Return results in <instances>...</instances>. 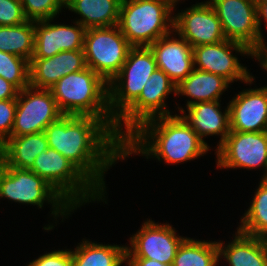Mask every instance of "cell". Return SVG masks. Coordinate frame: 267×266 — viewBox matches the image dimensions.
<instances>
[{"instance_id":"1","label":"cell","mask_w":267,"mask_h":266,"mask_svg":"<svg viewBox=\"0 0 267 266\" xmlns=\"http://www.w3.org/2000/svg\"><path fill=\"white\" fill-rule=\"evenodd\" d=\"M44 133L48 147L73 163L103 194L104 174L124 160V141L102 119L94 116L63 115Z\"/></svg>"},{"instance_id":"2","label":"cell","mask_w":267,"mask_h":266,"mask_svg":"<svg viewBox=\"0 0 267 266\" xmlns=\"http://www.w3.org/2000/svg\"><path fill=\"white\" fill-rule=\"evenodd\" d=\"M208 150L210 146L179 114L147 120L124 141V158L140 153L168 164L196 159Z\"/></svg>"},{"instance_id":"3","label":"cell","mask_w":267,"mask_h":266,"mask_svg":"<svg viewBox=\"0 0 267 266\" xmlns=\"http://www.w3.org/2000/svg\"><path fill=\"white\" fill-rule=\"evenodd\" d=\"M49 90L64 115L94 116L116 132L108 107V84L91 68L62 77Z\"/></svg>"},{"instance_id":"4","label":"cell","mask_w":267,"mask_h":266,"mask_svg":"<svg viewBox=\"0 0 267 266\" xmlns=\"http://www.w3.org/2000/svg\"><path fill=\"white\" fill-rule=\"evenodd\" d=\"M173 10L168 0H122L117 26L133 47L150 46L173 35Z\"/></svg>"},{"instance_id":"5","label":"cell","mask_w":267,"mask_h":266,"mask_svg":"<svg viewBox=\"0 0 267 266\" xmlns=\"http://www.w3.org/2000/svg\"><path fill=\"white\" fill-rule=\"evenodd\" d=\"M30 170L48 182L75 209L91 200H105V195L55 149L42 151L35 158Z\"/></svg>"},{"instance_id":"6","label":"cell","mask_w":267,"mask_h":266,"mask_svg":"<svg viewBox=\"0 0 267 266\" xmlns=\"http://www.w3.org/2000/svg\"><path fill=\"white\" fill-rule=\"evenodd\" d=\"M0 198L17 203L36 205L52 204L53 217H68L75 210L48 182L28 169L6 167L0 162ZM60 214V215H59Z\"/></svg>"},{"instance_id":"7","label":"cell","mask_w":267,"mask_h":266,"mask_svg":"<svg viewBox=\"0 0 267 266\" xmlns=\"http://www.w3.org/2000/svg\"><path fill=\"white\" fill-rule=\"evenodd\" d=\"M158 69L149 46L132 47L118 74L108 83V107L117 120L139 97Z\"/></svg>"},{"instance_id":"8","label":"cell","mask_w":267,"mask_h":266,"mask_svg":"<svg viewBox=\"0 0 267 266\" xmlns=\"http://www.w3.org/2000/svg\"><path fill=\"white\" fill-rule=\"evenodd\" d=\"M132 47L117 25L86 29L83 47L86 66L108 84L122 68Z\"/></svg>"},{"instance_id":"9","label":"cell","mask_w":267,"mask_h":266,"mask_svg":"<svg viewBox=\"0 0 267 266\" xmlns=\"http://www.w3.org/2000/svg\"><path fill=\"white\" fill-rule=\"evenodd\" d=\"M172 92L176 94V84L164 71L156 69L138 99L116 120V134L125 141L145 121L171 115L165 99ZM123 126L126 131H122Z\"/></svg>"},{"instance_id":"10","label":"cell","mask_w":267,"mask_h":266,"mask_svg":"<svg viewBox=\"0 0 267 266\" xmlns=\"http://www.w3.org/2000/svg\"><path fill=\"white\" fill-rule=\"evenodd\" d=\"M63 115L49 89L29 85L18 92L11 136L44 132Z\"/></svg>"},{"instance_id":"11","label":"cell","mask_w":267,"mask_h":266,"mask_svg":"<svg viewBox=\"0 0 267 266\" xmlns=\"http://www.w3.org/2000/svg\"><path fill=\"white\" fill-rule=\"evenodd\" d=\"M221 22L227 40L247 46L255 55L261 51L257 6L253 0H208Z\"/></svg>"},{"instance_id":"12","label":"cell","mask_w":267,"mask_h":266,"mask_svg":"<svg viewBox=\"0 0 267 266\" xmlns=\"http://www.w3.org/2000/svg\"><path fill=\"white\" fill-rule=\"evenodd\" d=\"M234 50L255 57V53L244 44L226 39L215 44L193 47L194 68L222 76L230 83L240 80L251 85L254 76L231 53Z\"/></svg>"},{"instance_id":"13","label":"cell","mask_w":267,"mask_h":266,"mask_svg":"<svg viewBox=\"0 0 267 266\" xmlns=\"http://www.w3.org/2000/svg\"><path fill=\"white\" fill-rule=\"evenodd\" d=\"M218 168H265L267 172V131H230L224 142L217 148Z\"/></svg>"},{"instance_id":"14","label":"cell","mask_w":267,"mask_h":266,"mask_svg":"<svg viewBox=\"0 0 267 266\" xmlns=\"http://www.w3.org/2000/svg\"><path fill=\"white\" fill-rule=\"evenodd\" d=\"M169 224H158L152 220L143 223L141 229L130 237L125 258H146L162 264L173 265L174 257L186 237L176 235Z\"/></svg>"},{"instance_id":"15","label":"cell","mask_w":267,"mask_h":266,"mask_svg":"<svg viewBox=\"0 0 267 266\" xmlns=\"http://www.w3.org/2000/svg\"><path fill=\"white\" fill-rule=\"evenodd\" d=\"M173 32H176L192 47L226 40L221 22L208 1L193 4L190 8L176 14Z\"/></svg>"},{"instance_id":"16","label":"cell","mask_w":267,"mask_h":266,"mask_svg":"<svg viewBox=\"0 0 267 266\" xmlns=\"http://www.w3.org/2000/svg\"><path fill=\"white\" fill-rule=\"evenodd\" d=\"M53 19L35 22L34 53L32 58H48L62 51L83 50L86 28L75 25L51 24Z\"/></svg>"},{"instance_id":"17","label":"cell","mask_w":267,"mask_h":266,"mask_svg":"<svg viewBox=\"0 0 267 266\" xmlns=\"http://www.w3.org/2000/svg\"><path fill=\"white\" fill-rule=\"evenodd\" d=\"M227 105L230 110V131H267V86L244 89Z\"/></svg>"},{"instance_id":"18","label":"cell","mask_w":267,"mask_h":266,"mask_svg":"<svg viewBox=\"0 0 267 266\" xmlns=\"http://www.w3.org/2000/svg\"><path fill=\"white\" fill-rule=\"evenodd\" d=\"M84 50L62 51L48 58L29 62L30 86L49 89L62 77L85 69Z\"/></svg>"},{"instance_id":"19","label":"cell","mask_w":267,"mask_h":266,"mask_svg":"<svg viewBox=\"0 0 267 266\" xmlns=\"http://www.w3.org/2000/svg\"><path fill=\"white\" fill-rule=\"evenodd\" d=\"M170 35L161 37L149 47L155 56L157 67L177 85L194 69L193 47L182 37L176 39Z\"/></svg>"},{"instance_id":"20","label":"cell","mask_w":267,"mask_h":266,"mask_svg":"<svg viewBox=\"0 0 267 266\" xmlns=\"http://www.w3.org/2000/svg\"><path fill=\"white\" fill-rule=\"evenodd\" d=\"M219 101L198 102L187 108V113L181 107H177L183 119L205 142L206 136L220 135L217 148L224 142L230 133V110L229 105L224 113L220 109ZM205 136V137H204Z\"/></svg>"},{"instance_id":"21","label":"cell","mask_w":267,"mask_h":266,"mask_svg":"<svg viewBox=\"0 0 267 266\" xmlns=\"http://www.w3.org/2000/svg\"><path fill=\"white\" fill-rule=\"evenodd\" d=\"M219 259L225 258L229 266H267V240L246 235L237 230L232 242L225 246L217 242Z\"/></svg>"},{"instance_id":"22","label":"cell","mask_w":267,"mask_h":266,"mask_svg":"<svg viewBox=\"0 0 267 266\" xmlns=\"http://www.w3.org/2000/svg\"><path fill=\"white\" fill-rule=\"evenodd\" d=\"M48 148L44 132L11 136L0 146V162L6 167L30 170L35 158Z\"/></svg>"},{"instance_id":"23","label":"cell","mask_w":267,"mask_h":266,"mask_svg":"<svg viewBox=\"0 0 267 266\" xmlns=\"http://www.w3.org/2000/svg\"><path fill=\"white\" fill-rule=\"evenodd\" d=\"M229 84L224 77L193 69V71L176 85V95H186L191 100L186 107L198 102L221 101L220 96L225 92ZM194 100H193V99Z\"/></svg>"},{"instance_id":"24","label":"cell","mask_w":267,"mask_h":266,"mask_svg":"<svg viewBox=\"0 0 267 266\" xmlns=\"http://www.w3.org/2000/svg\"><path fill=\"white\" fill-rule=\"evenodd\" d=\"M122 0H65V8L80 15L86 29L118 25Z\"/></svg>"},{"instance_id":"25","label":"cell","mask_w":267,"mask_h":266,"mask_svg":"<svg viewBox=\"0 0 267 266\" xmlns=\"http://www.w3.org/2000/svg\"><path fill=\"white\" fill-rule=\"evenodd\" d=\"M71 251L73 266H121L125 262L126 246L103 245L83 240Z\"/></svg>"},{"instance_id":"26","label":"cell","mask_w":267,"mask_h":266,"mask_svg":"<svg viewBox=\"0 0 267 266\" xmlns=\"http://www.w3.org/2000/svg\"><path fill=\"white\" fill-rule=\"evenodd\" d=\"M35 22L25 21L14 26H0V51L31 61L34 53Z\"/></svg>"},{"instance_id":"27","label":"cell","mask_w":267,"mask_h":266,"mask_svg":"<svg viewBox=\"0 0 267 266\" xmlns=\"http://www.w3.org/2000/svg\"><path fill=\"white\" fill-rule=\"evenodd\" d=\"M217 242L185 238L179 246L172 266H216L219 262Z\"/></svg>"},{"instance_id":"28","label":"cell","mask_w":267,"mask_h":266,"mask_svg":"<svg viewBox=\"0 0 267 266\" xmlns=\"http://www.w3.org/2000/svg\"><path fill=\"white\" fill-rule=\"evenodd\" d=\"M254 193L251 205L237 229L246 235L267 240V181L262 179Z\"/></svg>"},{"instance_id":"29","label":"cell","mask_w":267,"mask_h":266,"mask_svg":"<svg viewBox=\"0 0 267 266\" xmlns=\"http://www.w3.org/2000/svg\"><path fill=\"white\" fill-rule=\"evenodd\" d=\"M0 76L19 91L30 85L29 61L23 57L0 51Z\"/></svg>"},{"instance_id":"30","label":"cell","mask_w":267,"mask_h":266,"mask_svg":"<svg viewBox=\"0 0 267 266\" xmlns=\"http://www.w3.org/2000/svg\"><path fill=\"white\" fill-rule=\"evenodd\" d=\"M29 21L54 19L65 7V0H20Z\"/></svg>"},{"instance_id":"31","label":"cell","mask_w":267,"mask_h":266,"mask_svg":"<svg viewBox=\"0 0 267 266\" xmlns=\"http://www.w3.org/2000/svg\"><path fill=\"white\" fill-rule=\"evenodd\" d=\"M27 21L20 0H0V26H14Z\"/></svg>"},{"instance_id":"32","label":"cell","mask_w":267,"mask_h":266,"mask_svg":"<svg viewBox=\"0 0 267 266\" xmlns=\"http://www.w3.org/2000/svg\"><path fill=\"white\" fill-rule=\"evenodd\" d=\"M17 99L0 100V146L11 137Z\"/></svg>"},{"instance_id":"33","label":"cell","mask_w":267,"mask_h":266,"mask_svg":"<svg viewBox=\"0 0 267 266\" xmlns=\"http://www.w3.org/2000/svg\"><path fill=\"white\" fill-rule=\"evenodd\" d=\"M27 266H73L71 250H55L45 253Z\"/></svg>"},{"instance_id":"34","label":"cell","mask_w":267,"mask_h":266,"mask_svg":"<svg viewBox=\"0 0 267 266\" xmlns=\"http://www.w3.org/2000/svg\"><path fill=\"white\" fill-rule=\"evenodd\" d=\"M19 90L0 76V100L17 99Z\"/></svg>"},{"instance_id":"35","label":"cell","mask_w":267,"mask_h":266,"mask_svg":"<svg viewBox=\"0 0 267 266\" xmlns=\"http://www.w3.org/2000/svg\"><path fill=\"white\" fill-rule=\"evenodd\" d=\"M261 18H263L265 22L267 23V3L257 5V24H258V28H259L260 36H261V50H262V49L267 48V46L263 39V34L261 33L262 32L261 31V25H262Z\"/></svg>"},{"instance_id":"36","label":"cell","mask_w":267,"mask_h":266,"mask_svg":"<svg viewBox=\"0 0 267 266\" xmlns=\"http://www.w3.org/2000/svg\"><path fill=\"white\" fill-rule=\"evenodd\" d=\"M128 266H169L156 260L146 258H125Z\"/></svg>"},{"instance_id":"37","label":"cell","mask_w":267,"mask_h":266,"mask_svg":"<svg viewBox=\"0 0 267 266\" xmlns=\"http://www.w3.org/2000/svg\"><path fill=\"white\" fill-rule=\"evenodd\" d=\"M255 59L258 60L264 70L267 71V48L262 49L255 55Z\"/></svg>"},{"instance_id":"38","label":"cell","mask_w":267,"mask_h":266,"mask_svg":"<svg viewBox=\"0 0 267 266\" xmlns=\"http://www.w3.org/2000/svg\"><path fill=\"white\" fill-rule=\"evenodd\" d=\"M255 5L267 3V0H253Z\"/></svg>"},{"instance_id":"39","label":"cell","mask_w":267,"mask_h":266,"mask_svg":"<svg viewBox=\"0 0 267 266\" xmlns=\"http://www.w3.org/2000/svg\"><path fill=\"white\" fill-rule=\"evenodd\" d=\"M173 6H174V8H175V6H176V3H178V1H180V0H168Z\"/></svg>"},{"instance_id":"40","label":"cell","mask_w":267,"mask_h":266,"mask_svg":"<svg viewBox=\"0 0 267 266\" xmlns=\"http://www.w3.org/2000/svg\"><path fill=\"white\" fill-rule=\"evenodd\" d=\"M262 179H263L264 181H267V172H265V174H263Z\"/></svg>"}]
</instances>
